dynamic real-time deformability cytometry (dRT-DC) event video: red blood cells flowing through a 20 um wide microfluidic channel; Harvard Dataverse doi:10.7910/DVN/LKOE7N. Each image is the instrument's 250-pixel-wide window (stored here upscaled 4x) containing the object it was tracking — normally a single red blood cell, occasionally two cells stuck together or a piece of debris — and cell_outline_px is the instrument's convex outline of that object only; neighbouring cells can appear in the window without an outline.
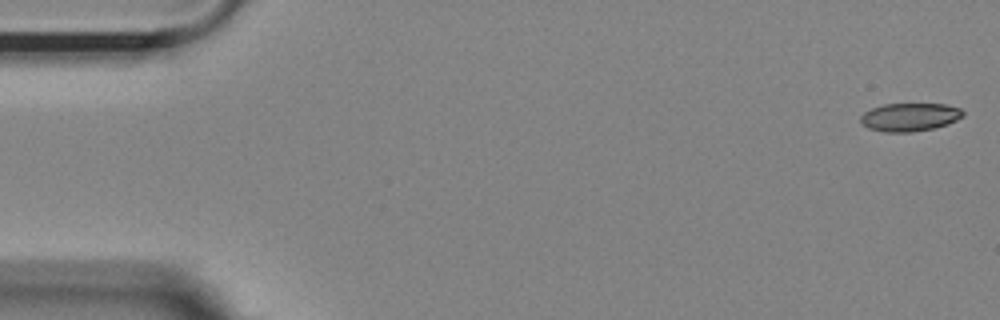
{"species": "Egyptian fruit bat (a non-hibernating species)", "species_latin": "Rousettus aegyptiacus", "temperature_condition": "room temperature", "stored_images_in_passage": 55, "camera_frame_rate_fps": 3000, "um_per_image_px": 0.085, "animal": {"sex": "female"}, "frame": {"image": 1, "passage_image": 1, "time_ms": 0.0, "image_size_px": [1000, 320], "cell_outline_px": [[964, 116], [948, 124], [932, 128], [912, 132], [884, 132], [868, 128], [860, 124], [860, 116], [864, 112], [872, 108], [884, 104], [944, 104], [960, 108], [964, 112]], "centroid_in_image_um": [77.3, 9.95], "position_along_channel_um": 7.7, "area_um2": 16.88}}
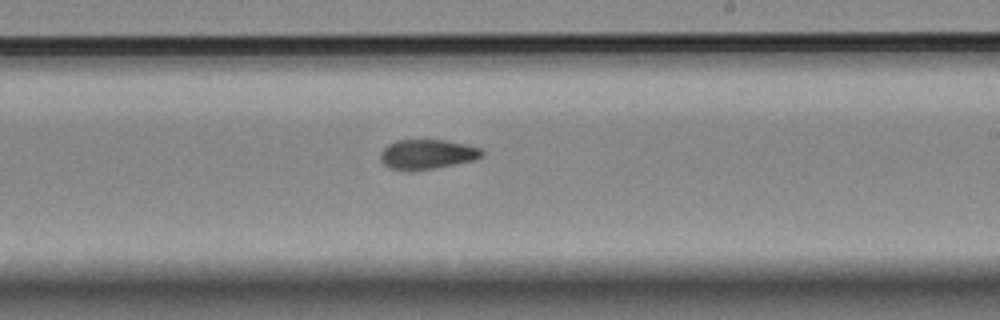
{"frame": {"image": 2, "passage_image": 32, "time_ms": 10.333, "image_size_px": [1000, 320], "cell_outline_px": [[484, 156], [476, 160], [436, 168], [412, 172], [400, 172], [388, 168], [380, 160], [380, 152], [388, 144], [396, 140], [444, 140], [464, 144], [480, 148], [484, 152]], "centroid_in_image_um": [36.28, 13.15], "position_along_channel_um": 252.7, "area_um2": 18.09}}
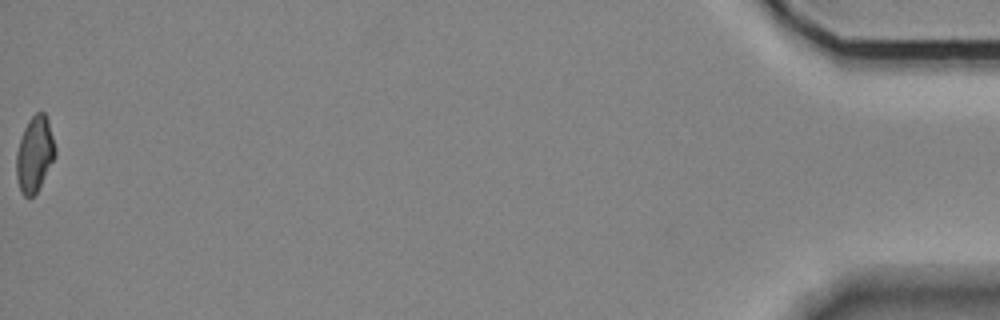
{"frame": {"image": 3, "passage_image": 55, "time_ms": 18.0, "image_size_px": [1000, 320], "cell_outline_px": [[56, 156], [36, 192], [32, 196], [24, 196], [20, 192], [16, 176], [16, 152], [24, 128], [28, 120], [36, 112], [44, 112], [48, 120], [56, 148]], "centroid_in_image_um": [2.94, 13.09], "position_along_channel_um": 432.3, "area_um2": 17.05}, "authors_computed_cell_mechanics": {"area_um2": 17.918, "velocity_mm_per_s": 3.6427, "shape_relaxation_time_tau1_ms": 9.8029, "shape_relaxation_time_tau2_ms": 4.2535, "deformation_change_tau1": 0.2067, "deformation_change_tau2": 0.104}}